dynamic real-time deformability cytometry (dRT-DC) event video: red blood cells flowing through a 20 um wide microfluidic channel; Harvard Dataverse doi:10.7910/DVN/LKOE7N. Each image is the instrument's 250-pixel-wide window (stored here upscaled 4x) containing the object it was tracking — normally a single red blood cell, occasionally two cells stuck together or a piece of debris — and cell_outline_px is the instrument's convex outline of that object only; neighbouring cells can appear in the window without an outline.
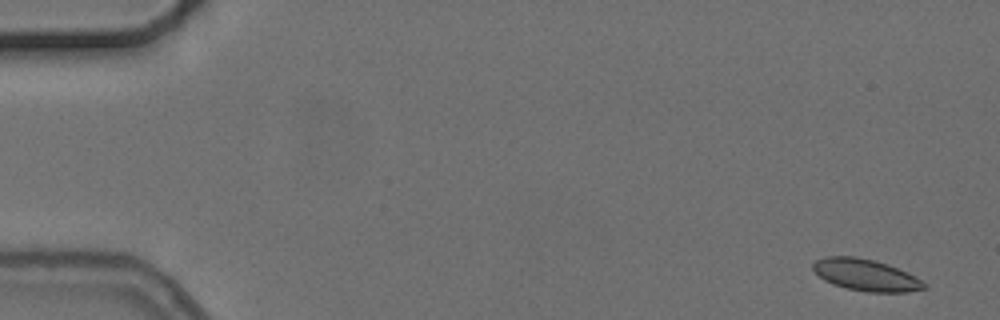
{"species": "common noctule bat (a hibernating species)", "species_latin": "Nyctalus noctula", "temperature_condition": "cold", "stored_images_in_passage": 5, "camera_frame_rate_fps": 3000, "um_per_image_px": 0.085, "animal": {"sex": "female", "body_mass_g": 24.6, "forearm_length_mm": 56.2}, "frame": {"image": 1, "passage_image": 1, "time_ms": 0.0, "image_size_px": [1000, 320], "cell_outline_px": [[928, 284], [924, 288], [908, 292], [868, 292], [848, 288], [832, 284], [824, 280], [812, 268], [812, 264], [816, 260], [824, 256], [856, 256], [888, 264], [916, 276]], "centroid_in_image_um": [73.6, 23.37], "position_along_channel_um": 11.4, "area_um2": 20.52}}